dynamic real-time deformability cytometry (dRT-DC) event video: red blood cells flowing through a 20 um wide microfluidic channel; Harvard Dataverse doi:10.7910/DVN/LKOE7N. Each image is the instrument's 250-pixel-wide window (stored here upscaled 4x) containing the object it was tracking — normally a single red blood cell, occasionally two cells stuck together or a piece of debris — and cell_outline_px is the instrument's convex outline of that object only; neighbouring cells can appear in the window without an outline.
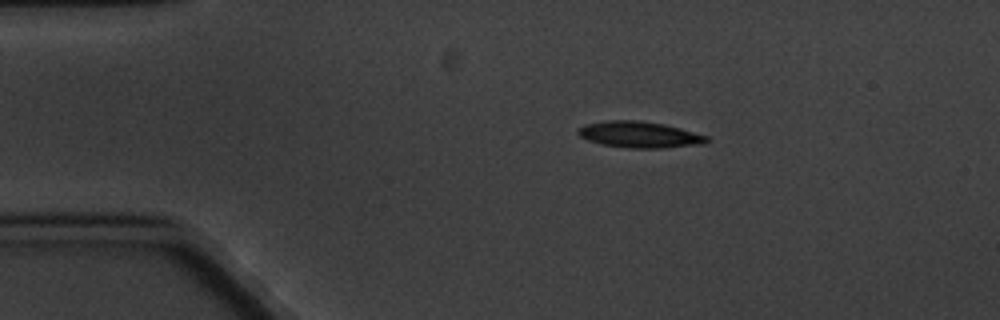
{"species": "common noctule bat (a hibernating species)", "species_latin": "Nyctalus noctula", "temperature_condition": "cold", "stored_images_in_passage": 4, "camera_frame_rate_fps": 3000, "um_per_image_px": 0.085, "animal": {"sex": "male", "body_mass_g": 20.1, "forearm_length_mm": 53.5}, "frame": {"image": 1, "passage_image": 1, "time_ms": 0.0, "image_size_px": [1000, 320], "cell_outline_px": [[708, 140], [704, 144], [660, 148], [628, 148], [600, 144], [588, 140], [580, 136], [576, 132], [576, 128], [584, 124], [608, 120], [640, 120], [664, 124], [680, 128], [708, 136]], "centroid_in_image_um": [54.31, 11.43], "position_along_channel_um": 30.7, "area_um2": 19.83}}
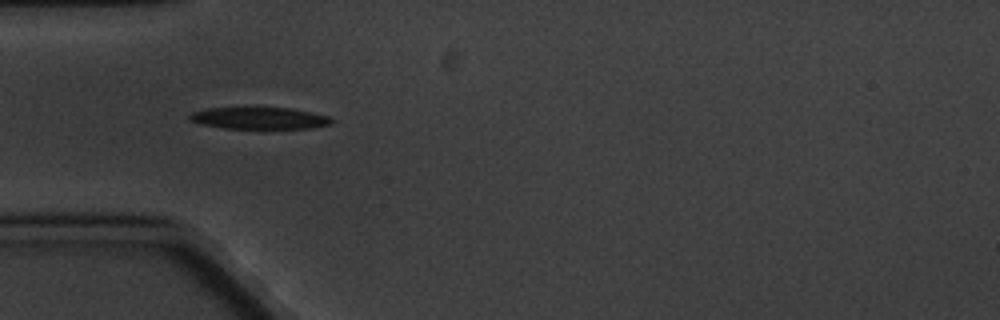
{"frame": {"image": 2, "passage_image": 3, "time_ms": 2.333, "image_size_px": [1000, 320], "cell_outline_px": [[336, 120], [332, 124], [312, 128], [224, 128], [200, 124], [188, 120], [188, 116], [192, 112], [208, 108], [288, 108], [312, 112], [328, 116]], "centroid_in_image_um": [22.06, 10.05], "position_along_channel_um": 62.9, "area_um2": 18.03}}